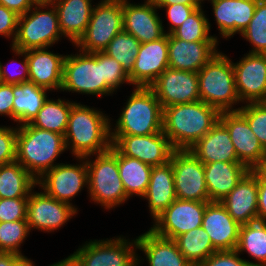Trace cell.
<instances>
[{
    "mask_svg": "<svg viewBox=\"0 0 266 266\" xmlns=\"http://www.w3.org/2000/svg\"><path fill=\"white\" fill-rule=\"evenodd\" d=\"M124 237L106 240H90L66 259L72 266H137V239ZM135 248V249H134Z\"/></svg>",
    "mask_w": 266,
    "mask_h": 266,
    "instance_id": "9",
    "label": "cell"
},
{
    "mask_svg": "<svg viewBox=\"0 0 266 266\" xmlns=\"http://www.w3.org/2000/svg\"><path fill=\"white\" fill-rule=\"evenodd\" d=\"M112 146L121 154L151 166L170 161L175 150L163 132L150 135H111Z\"/></svg>",
    "mask_w": 266,
    "mask_h": 266,
    "instance_id": "13",
    "label": "cell"
},
{
    "mask_svg": "<svg viewBox=\"0 0 266 266\" xmlns=\"http://www.w3.org/2000/svg\"><path fill=\"white\" fill-rule=\"evenodd\" d=\"M239 254L247 252L256 259L255 266H266V221H254L240 225L238 243Z\"/></svg>",
    "mask_w": 266,
    "mask_h": 266,
    "instance_id": "34",
    "label": "cell"
},
{
    "mask_svg": "<svg viewBox=\"0 0 266 266\" xmlns=\"http://www.w3.org/2000/svg\"><path fill=\"white\" fill-rule=\"evenodd\" d=\"M65 150V138L59 133L29 123L17 128L16 161L36 180L57 165L56 158Z\"/></svg>",
    "mask_w": 266,
    "mask_h": 266,
    "instance_id": "3",
    "label": "cell"
},
{
    "mask_svg": "<svg viewBox=\"0 0 266 266\" xmlns=\"http://www.w3.org/2000/svg\"><path fill=\"white\" fill-rule=\"evenodd\" d=\"M74 205L52 198L45 192H31L28 195L26 220L30 231L38 229L52 232L62 227L77 214Z\"/></svg>",
    "mask_w": 266,
    "mask_h": 266,
    "instance_id": "15",
    "label": "cell"
},
{
    "mask_svg": "<svg viewBox=\"0 0 266 266\" xmlns=\"http://www.w3.org/2000/svg\"><path fill=\"white\" fill-rule=\"evenodd\" d=\"M82 164L58 163L45 172L36 182L46 194L56 200L70 203L77 194L88 185V169L85 157H76Z\"/></svg>",
    "mask_w": 266,
    "mask_h": 266,
    "instance_id": "14",
    "label": "cell"
},
{
    "mask_svg": "<svg viewBox=\"0 0 266 266\" xmlns=\"http://www.w3.org/2000/svg\"><path fill=\"white\" fill-rule=\"evenodd\" d=\"M209 201L175 199L159 214L153 227L156 235L174 240L177 236L202 226L203 214Z\"/></svg>",
    "mask_w": 266,
    "mask_h": 266,
    "instance_id": "12",
    "label": "cell"
},
{
    "mask_svg": "<svg viewBox=\"0 0 266 266\" xmlns=\"http://www.w3.org/2000/svg\"><path fill=\"white\" fill-rule=\"evenodd\" d=\"M142 198L148 200L153 220L177 199L170 161L164 165L153 166L149 185Z\"/></svg>",
    "mask_w": 266,
    "mask_h": 266,
    "instance_id": "29",
    "label": "cell"
},
{
    "mask_svg": "<svg viewBox=\"0 0 266 266\" xmlns=\"http://www.w3.org/2000/svg\"><path fill=\"white\" fill-rule=\"evenodd\" d=\"M111 135H150L162 132L163 108L150 87H135Z\"/></svg>",
    "mask_w": 266,
    "mask_h": 266,
    "instance_id": "5",
    "label": "cell"
},
{
    "mask_svg": "<svg viewBox=\"0 0 266 266\" xmlns=\"http://www.w3.org/2000/svg\"><path fill=\"white\" fill-rule=\"evenodd\" d=\"M122 30V0H101L93 7L86 32L75 45L86 53L103 52Z\"/></svg>",
    "mask_w": 266,
    "mask_h": 266,
    "instance_id": "10",
    "label": "cell"
},
{
    "mask_svg": "<svg viewBox=\"0 0 266 266\" xmlns=\"http://www.w3.org/2000/svg\"><path fill=\"white\" fill-rule=\"evenodd\" d=\"M167 68L168 34H165L158 40L141 43L129 73L130 82L136 87H150Z\"/></svg>",
    "mask_w": 266,
    "mask_h": 266,
    "instance_id": "19",
    "label": "cell"
},
{
    "mask_svg": "<svg viewBox=\"0 0 266 266\" xmlns=\"http://www.w3.org/2000/svg\"><path fill=\"white\" fill-rule=\"evenodd\" d=\"M240 35L253 45L249 53L266 54V0H258L250 23Z\"/></svg>",
    "mask_w": 266,
    "mask_h": 266,
    "instance_id": "39",
    "label": "cell"
},
{
    "mask_svg": "<svg viewBox=\"0 0 266 266\" xmlns=\"http://www.w3.org/2000/svg\"><path fill=\"white\" fill-rule=\"evenodd\" d=\"M210 27L209 19L200 6L171 34L175 38L189 42L218 41L217 37L209 34Z\"/></svg>",
    "mask_w": 266,
    "mask_h": 266,
    "instance_id": "38",
    "label": "cell"
},
{
    "mask_svg": "<svg viewBox=\"0 0 266 266\" xmlns=\"http://www.w3.org/2000/svg\"><path fill=\"white\" fill-rule=\"evenodd\" d=\"M258 221H266V180L258 173Z\"/></svg>",
    "mask_w": 266,
    "mask_h": 266,
    "instance_id": "51",
    "label": "cell"
},
{
    "mask_svg": "<svg viewBox=\"0 0 266 266\" xmlns=\"http://www.w3.org/2000/svg\"><path fill=\"white\" fill-rule=\"evenodd\" d=\"M198 266H255V262L240 258L234 249L216 251Z\"/></svg>",
    "mask_w": 266,
    "mask_h": 266,
    "instance_id": "44",
    "label": "cell"
},
{
    "mask_svg": "<svg viewBox=\"0 0 266 266\" xmlns=\"http://www.w3.org/2000/svg\"><path fill=\"white\" fill-rule=\"evenodd\" d=\"M136 239L137 249L145 253L149 266H193L172 239L160 237L150 229Z\"/></svg>",
    "mask_w": 266,
    "mask_h": 266,
    "instance_id": "30",
    "label": "cell"
},
{
    "mask_svg": "<svg viewBox=\"0 0 266 266\" xmlns=\"http://www.w3.org/2000/svg\"><path fill=\"white\" fill-rule=\"evenodd\" d=\"M170 162L173 166L176 197L209 201L204 164L189 150H174Z\"/></svg>",
    "mask_w": 266,
    "mask_h": 266,
    "instance_id": "11",
    "label": "cell"
},
{
    "mask_svg": "<svg viewBox=\"0 0 266 266\" xmlns=\"http://www.w3.org/2000/svg\"><path fill=\"white\" fill-rule=\"evenodd\" d=\"M17 128L0 127V165L16 161Z\"/></svg>",
    "mask_w": 266,
    "mask_h": 266,
    "instance_id": "45",
    "label": "cell"
},
{
    "mask_svg": "<svg viewBox=\"0 0 266 266\" xmlns=\"http://www.w3.org/2000/svg\"><path fill=\"white\" fill-rule=\"evenodd\" d=\"M238 111L246 118L250 129L266 150V102L247 103Z\"/></svg>",
    "mask_w": 266,
    "mask_h": 266,
    "instance_id": "41",
    "label": "cell"
},
{
    "mask_svg": "<svg viewBox=\"0 0 266 266\" xmlns=\"http://www.w3.org/2000/svg\"><path fill=\"white\" fill-rule=\"evenodd\" d=\"M118 169L127 197H143L150 181L153 166L117 151Z\"/></svg>",
    "mask_w": 266,
    "mask_h": 266,
    "instance_id": "33",
    "label": "cell"
},
{
    "mask_svg": "<svg viewBox=\"0 0 266 266\" xmlns=\"http://www.w3.org/2000/svg\"><path fill=\"white\" fill-rule=\"evenodd\" d=\"M249 171L250 169L242 163L214 162L204 164L209 202H220Z\"/></svg>",
    "mask_w": 266,
    "mask_h": 266,
    "instance_id": "28",
    "label": "cell"
},
{
    "mask_svg": "<svg viewBox=\"0 0 266 266\" xmlns=\"http://www.w3.org/2000/svg\"><path fill=\"white\" fill-rule=\"evenodd\" d=\"M92 0H50L56 8L63 37L76 44L85 34L92 12Z\"/></svg>",
    "mask_w": 266,
    "mask_h": 266,
    "instance_id": "27",
    "label": "cell"
},
{
    "mask_svg": "<svg viewBox=\"0 0 266 266\" xmlns=\"http://www.w3.org/2000/svg\"><path fill=\"white\" fill-rule=\"evenodd\" d=\"M29 233L27 220L0 222V252L22 255L20 245Z\"/></svg>",
    "mask_w": 266,
    "mask_h": 266,
    "instance_id": "40",
    "label": "cell"
},
{
    "mask_svg": "<svg viewBox=\"0 0 266 266\" xmlns=\"http://www.w3.org/2000/svg\"><path fill=\"white\" fill-rule=\"evenodd\" d=\"M220 112L201 100L163 108L162 132L175 150H189L219 121Z\"/></svg>",
    "mask_w": 266,
    "mask_h": 266,
    "instance_id": "1",
    "label": "cell"
},
{
    "mask_svg": "<svg viewBox=\"0 0 266 266\" xmlns=\"http://www.w3.org/2000/svg\"><path fill=\"white\" fill-rule=\"evenodd\" d=\"M19 255L0 252V266H10Z\"/></svg>",
    "mask_w": 266,
    "mask_h": 266,
    "instance_id": "53",
    "label": "cell"
},
{
    "mask_svg": "<svg viewBox=\"0 0 266 266\" xmlns=\"http://www.w3.org/2000/svg\"><path fill=\"white\" fill-rule=\"evenodd\" d=\"M203 164L214 162L241 163L226 126L219 120L190 149Z\"/></svg>",
    "mask_w": 266,
    "mask_h": 266,
    "instance_id": "26",
    "label": "cell"
},
{
    "mask_svg": "<svg viewBox=\"0 0 266 266\" xmlns=\"http://www.w3.org/2000/svg\"><path fill=\"white\" fill-rule=\"evenodd\" d=\"M18 18L19 15L14 11L0 5V35L5 38L12 37V43L17 34Z\"/></svg>",
    "mask_w": 266,
    "mask_h": 266,
    "instance_id": "48",
    "label": "cell"
},
{
    "mask_svg": "<svg viewBox=\"0 0 266 266\" xmlns=\"http://www.w3.org/2000/svg\"><path fill=\"white\" fill-rule=\"evenodd\" d=\"M49 266H72L69 262H68V260L65 258V259H63V260H61V261H59V262H57V263H54V264H52V265H49Z\"/></svg>",
    "mask_w": 266,
    "mask_h": 266,
    "instance_id": "56",
    "label": "cell"
},
{
    "mask_svg": "<svg viewBox=\"0 0 266 266\" xmlns=\"http://www.w3.org/2000/svg\"><path fill=\"white\" fill-rule=\"evenodd\" d=\"M10 266H35L33 261L25 257L24 255H19Z\"/></svg>",
    "mask_w": 266,
    "mask_h": 266,
    "instance_id": "54",
    "label": "cell"
},
{
    "mask_svg": "<svg viewBox=\"0 0 266 266\" xmlns=\"http://www.w3.org/2000/svg\"><path fill=\"white\" fill-rule=\"evenodd\" d=\"M220 202L239 225L258 221V172L250 170Z\"/></svg>",
    "mask_w": 266,
    "mask_h": 266,
    "instance_id": "21",
    "label": "cell"
},
{
    "mask_svg": "<svg viewBox=\"0 0 266 266\" xmlns=\"http://www.w3.org/2000/svg\"><path fill=\"white\" fill-rule=\"evenodd\" d=\"M255 170L266 180V156Z\"/></svg>",
    "mask_w": 266,
    "mask_h": 266,
    "instance_id": "55",
    "label": "cell"
},
{
    "mask_svg": "<svg viewBox=\"0 0 266 266\" xmlns=\"http://www.w3.org/2000/svg\"><path fill=\"white\" fill-rule=\"evenodd\" d=\"M102 72L105 83L115 91L123 83L131 85L129 74L114 58L102 52Z\"/></svg>",
    "mask_w": 266,
    "mask_h": 266,
    "instance_id": "42",
    "label": "cell"
},
{
    "mask_svg": "<svg viewBox=\"0 0 266 266\" xmlns=\"http://www.w3.org/2000/svg\"><path fill=\"white\" fill-rule=\"evenodd\" d=\"M36 182L17 161L0 165V198H28Z\"/></svg>",
    "mask_w": 266,
    "mask_h": 266,
    "instance_id": "32",
    "label": "cell"
},
{
    "mask_svg": "<svg viewBox=\"0 0 266 266\" xmlns=\"http://www.w3.org/2000/svg\"><path fill=\"white\" fill-rule=\"evenodd\" d=\"M74 103L69 102V100H61L60 98L56 101L47 99L38 114L29 124L65 136L69 114Z\"/></svg>",
    "mask_w": 266,
    "mask_h": 266,
    "instance_id": "35",
    "label": "cell"
},
{
    "mask_svg": "<svg viewBox=\"0 0 266 266\" xmlns=\"http://www.w3.org/2000/svg\"><path fill=\"white\" fill-rule=\"evenodd\" d=\"M12 50L14 51V53L17 56L21 55L22 57H24L23 62L20 63V65L22 66L21 72L19 71L20 73H18V74L17 73L12 74V73L8 72L6 69L7 67L5 68L2 65V63L0 62V74H1L2 82L4 84L16 85V84H20V83L29 81V69H28V61H27L26 52L23 50L13 48V47H12Z\"/></svg>",
    "mask_w": 266,
    "mask_h": 266,
    "instance_id": "47",
    "label": "cell"
},
{
    "mask_svg": "<svg viewBox=\"0 0 266 266\" xmlns=\"http://www.w3.org/2000/svg\"><path fill=\"white\" fill-rule=\"evenodd\" d=\"M155 5H173V4H185V5H201L204 0H151Z\"/></svg>",
    "mask_w": 266,
    "mask_h": 266,
    "instance_id": "52",
    "label": "cell"
},
{
    "mask_svg": "<svg viewBox=\"0 0 266 266\" xmlns=\"http://www.w3.org/2000/svg\"><path fill=\"white\" fill-rule=\"evenodd\" d=\"M159 8H166L168 20L170 21V29L166 34H171L176 28L188 18L201 5H185V4H173V5H155Z\"/></svg>",
    "mask_w": 266,
    "mask_h": 266,
    "instance_id": "46",
    "label": "cell"
},
{
    "mask_svg": "<svg viewBox=\"0 0 266 266\" xmlns=\"http://www.w3.org/2000/svg\"><path fill=\"white\" fill-rule=\"evenodd\" d=\"M157 7L151 0L144 4H133L122 0L123 30L134 36L140 43L162 38L166 33Z\"/></svg>",
    "mask_w": 266,
    "mask_h": 266,
    "instance_id": "20",
    "label": "cell"
},
{
    "mask_svg": "<svg viewBox=\"0 0 266 266\" xmlns=\"http://www.w3.org/2000/svg\"><path fill=\"white\" fill-rule=\"evenodd\" d=\"M110 124L102 111L75 102L64 136L66 149L75 157L89 158L108 151L112 146Z\"/></svg>",
    "mask_w": 266,
    "mask_h": 266,
    "instance_id": "2",
    "label": "cell"
},
{
    "mask_svg": "<svg viewBox=\"0 0 266 266\" xmlns=\"http://www.w3.org/2000/svg\"><path fill=\"white\" fill-rule=\"evenodd\" d=\"M28 198H0V222L26 220Z\"/></svg>",
    "mask_w": 266,
    "mask_h": 266,
    "instance_id": "43",
    "label": "cell"
},
{
    "mask_svg": "<svg viewBox=\"0 0 266 266\" xmlns=\"http://www.w3.org/2000/svg\"><path fill=\"white\" fill-rule=\"evenodd\" d=\"M66 55L63 63V80L60 91L81 94L110 95L114 91L103 80L102 52Z\"/></svg>",
    "mask_w": 266,
    "mask_h": 266,
    "instance_id": "8",
    "label": "cell"
},
{
    "mask_svg": "<svg viewBox=\"0 0 266 266\" xmlns=\"http://www.w3.org/2000/svg\"><path fill=\"white\" fill-rule=\"evenodd\" d=\"M210 1L221 37L230 38L246 29L254 16L258 0Z\"/></svg>",
    "mask_w": 266,
    "mask_h": 266,
    "instance_id": "25",
    "label": "cell"
},
{
    "mask_svg": "<svg viewBox=\"0 0 266 266\" xmlns=\"http://www.w3.org/2000/svg\"><path fill=\"white\" fill-rule=\"evenodd\" d=\"M48 48L27 50L29 81L47 90H61L63 63L66 55L52 53Z\"/></svg>",
    "mask_w": 266,
    "mask_h": 266,
    "instance_id": "24",
    "label": "cell"
},
{
    "mask_svg": "<svg viewBox=\"0 0 266 266\" xmlns=\"http://www.w3.org/2000/svg\"><path fill=\"white\" fill-rule=\"evenodd\" d=\"M219 120L226 126L239 162L254 170L266 156L246 118L239 111L221 112Z\"/></svg>",
    "mask_w": 266,
    "mask_h": 266,
    "instance_id": "18",
    "label": "cell"
},
{
    "mask_svg": "<svg viewBox=\"0 0 266 266\" xmlns=\"http://www.w3.org/2000/svg\"><path fill=\"white\" fill-rule=\"evenodd\" d=\"M47 89L27 81L13 85V120L24 125L30 123L47 100Z\"/></svg>",
    "mask_w": 266,
    "mask_h": 266,
    "instance_id": "31",
    "label": "cell"
},
{
    "mask_svg": "<svg viewBox=\"0 0 266 266\" xmlns=\"http://www.w3.org/2000/svg\"><path fill=\"white\" fill-rule=\"evenodd\" d=\"M49 6L51 9L47 11ZM32 8L18 18L13 48L23 51L49 48L63 36L57 11L52 2L38 1ZM45 8L47 10L43 11Z\"/></svg>",
    "mask_w": 266,
    "mask_h": 266,
    "instance_id": "6",
    "label": "cell"
},
{
    "mask_svg": "<svg viewBox=\"0 0 266 266\" xmlns=\"http://www.w3.org/2000/svg\"><path fill=\"white\" fill-rule=\"evenodd\" d=\"M3 82H2V79H1V74H0V85L2 84Z\"/></svg>",
    "mask_w": 266,
    "mask_h": 266,
    "instance_id": "57",
    "label": "cell"
},
{
    "mask_svg": "<svg viewBox=\"0 0 266 266\" xmlns=\"http://www.w3.org/2000/svg\"><path fill=\"white\" fill-rule=\"evenodd\" d=\"M200 100L221 112L238 111L233 105L240 103L236 90L232 61L220 51L198 72Z\"/></svg>",
    "mask_w": 266,
    "mask_h": 266,
    "instance_id": "4",
    "label": "cell"
},
{
    "mask_svg": "<svg viewBox=\"0 0 266 266\" xmlns=\"http://www.w3.org/2000/svg\"><path fill=\"white\" fill-rule=\"evenodd\" d=\"M218 41L189 42L168 34L170 69L198 72L216 53Z\"/></svg>",
    "mask_w": 266,
    "mask_h": 266,
    "instance_id": "22",
    "label": "cell"
},
{
    "mask_svg": "<svg viewBox=\"0 0 266 266\" xmlns=\"http://www.w3.org/2000/svg\"><path fill=\"white\" fill-rule=\"evenodd\" d=\"M150 88L162 108L200 100L197 72L167 68Z\"/></svg>",
    "mask_w": 266,
    "mask_h": 266,
    "instance_id": "16",
    "label": "cell"
},
{
    "mask_svg": "<svg viewBox=\"0 0 266 266\" xmlns=\"http://www.w3.org/2000/svg\"><path fill=\"white\" fill-rule=\"evenodd\" d=\"M202 227L217 251L236 249L240 225L229 215L221 202H207Z\"/></svg>",
    "mask_w": 266,
    "mask_h": 266,
    "instance_id": "23",
    "label": "cell"
},
{
    "mask_svg": "<svg viewBox=\"0 0 266 266\" xmlns=\"http://www.w3.org/2000/svg\"><path fill=\"white\" fill-rule=\"evenodd\" d=\"M174 241L182 255L193 266H198L217 251L202 226L177 236Z\"/></svg>",
    "mask_w": 266,
    "mask_h": 266,
    "instance_id": "36",
    "label": "cell"
},
{
    "mask_svg": "<svg viewBox=\"0 0 266 266\" xmlns=\"http://www.w3.org/2000/svg\"><path fill=\"white\" fill-rule=\"evenodd\" d=\"M233 63L240 102H266V54L248 53Z\"/></svg>",
    "mask_w": 266,
    "mask_h": 266,
    "instance_id": "17",
    "label": "cell"
},
{
    "mask_svg": "<svg viewBox=\"0 0 266 266\" xmlns=\"http://www.w3.org/2000/svg\"><path fill=\"white\" fill-rule=\"evenodd\" d=\"M37 2V0H0V5H4L21 16L29 11Z\"/></svg>",
    "mask_w": 266,
    "mask_h": 266,
    "instance_id": "50",
    "label": "cell"
},
{
    "mask_svg": "<svg viewBox=\"0 0 266 266\" xmlns=\"http://www.w3.org/2000/svg\"><path fill=\"white\" fill-rule=\"evenodd\" d=\"M13 85L4 84L0 85V115L9 116L13 119Z\"/></svg>",
    "mask_w": 266,
    "mask_h": 266,
    "instance_id": "49",
    "label": "cell"
},
{
    "mask_svg": "<svg viewBox=\"0 0 266 266\" xmlns=\"http://www.w3.org/2000/svg\"><path fill=\"white\" fill-rule=\"evenodd\" d=\"M96 156L94 161L85 157L88 169L87 189L92 201L105 209H112L128 199L119 174L117 150L111 146L108 151Z\"/></svg>",
    "mask_w": 266,
    "mask_h": 266,
    "instance_id": "7",
    "label": "cell"
},
{
    "mask_svg": "<svg viewBox=\"0 0 266 266\" xmlns=\"http://www.w3.org/2000/svg\"><path fill=\"white\" fill-rule=\"evenodd\" d=\"M140 45L141 43L134 36L122 30L110 41L103 52L117 60L129 74L134 67Z\"/></svg>",
    "mask_w": 266,
    "mask_h": 266,
    "instance_id": "37",
    "label": "cell"
}]
</instances>
